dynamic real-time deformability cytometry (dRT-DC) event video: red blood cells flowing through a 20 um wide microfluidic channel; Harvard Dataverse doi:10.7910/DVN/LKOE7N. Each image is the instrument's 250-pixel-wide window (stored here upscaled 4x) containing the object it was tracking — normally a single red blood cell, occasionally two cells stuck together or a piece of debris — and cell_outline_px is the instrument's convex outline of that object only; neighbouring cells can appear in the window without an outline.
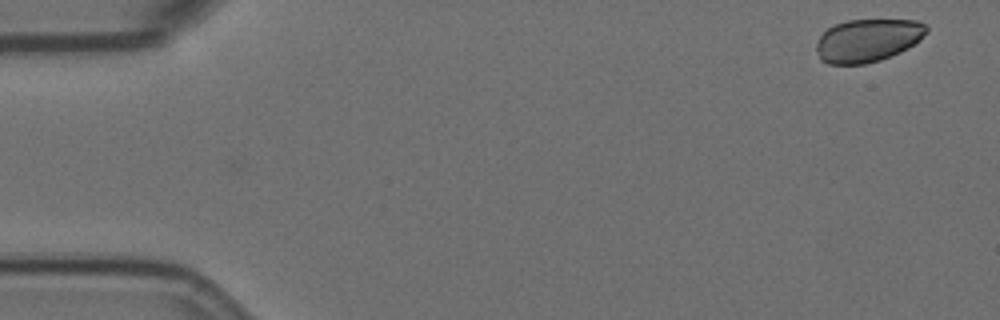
{"species": "Egyptian fruit bat (a non-hibernating species)", "species_latin": "Rousettus aegyptiacus", "temperature_condition": "room temperature", "stored_images_in_passage": 3, "camera_frame_rate_fps": 3000, "um_per_image_px": 0.085, "animal": {"sex": "female"}, "frame": {"image": 1, "passage_image": 1, "time_ms": 0.0, "image_size_px": [1000, 320], "cell_outline_px": [[928, 32], [920, 40], [908, 48], [900, 52], [880, 60], [864, 64], [828, 64], [820, 60], [816, 52], [816, 44], [820, 36], [828, 28], [836, 24], [848, 20], [916, 20], [928, 24]], "centroid_in_image_um": [73.77, 3.43], "position_along_channel_um": 11.2, "area_um2": 27.74}}